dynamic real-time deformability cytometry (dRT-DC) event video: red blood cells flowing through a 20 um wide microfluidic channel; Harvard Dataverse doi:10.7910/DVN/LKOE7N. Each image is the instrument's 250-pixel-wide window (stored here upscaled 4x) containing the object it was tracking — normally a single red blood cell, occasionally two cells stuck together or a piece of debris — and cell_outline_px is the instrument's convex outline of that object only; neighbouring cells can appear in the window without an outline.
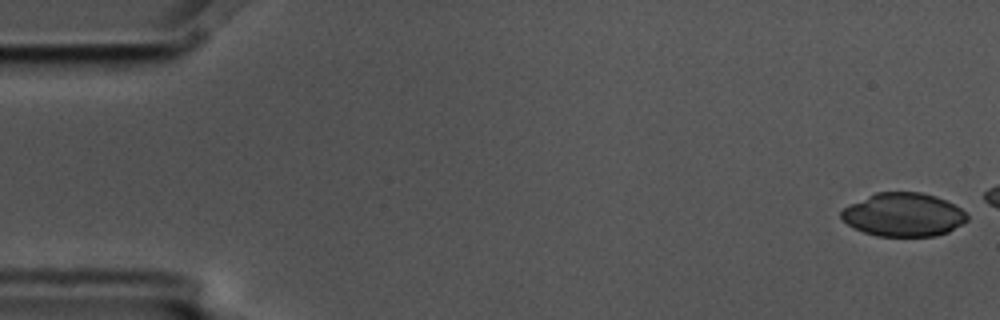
{"species": "common noctule bat (a hibernating species)", "species_latin": "Nyctalus noctula", "temperature_condition": "cold", "stored_images_in_passage": 6, "camera_frame_rate_fps": 3000, "um_per_image_px": 0.085, "animal": {"sex": "male", "body_mass_g": 17.5, "forearm_length_mm": 52.3}, "frame": {"image": 1, "passage_image": 1, "time_ms": 0.0, "image_size_px": [1000, 320], "cell_outline_px": [[968, 220], [948, 232], [936, 236], [876, 236], [864, 232], [848, 224], [840, 216], [840, 212], [844, 208], [876, 192], [920, 192], [936, 196], [960, 208], [968, 216]], "centroid_in_image_um": [76.81, 18.26], "position_along_channel_um": 8.2, "area_um2": 31.56}}